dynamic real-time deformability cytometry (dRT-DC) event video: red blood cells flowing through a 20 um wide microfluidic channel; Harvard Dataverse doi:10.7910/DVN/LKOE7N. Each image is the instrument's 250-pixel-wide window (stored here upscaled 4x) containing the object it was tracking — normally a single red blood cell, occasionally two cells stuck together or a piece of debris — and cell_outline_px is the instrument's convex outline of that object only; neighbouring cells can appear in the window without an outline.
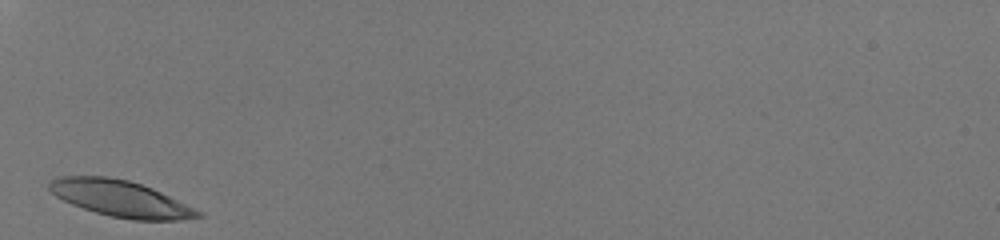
{"species": "human", "species_latin": "Homo sapiens", "temperature_condition": "room temperature", "stored_images_in_passage": 25, "camera_frame_rate_fps": 3000, "um_per_image_px": 0.085, "donor": {"sex": "male"}, "frame": {"image": 1, "passage_image": 1, "time_ms": 0.0, "image_size_px": [1000, 240], "cell_outline_px": [[204, 216], [180, 220], [132, 220], [112, 216], [96, 212], [72, 204], [56, 196], [48, 188], [48, 184], [52, 180], [60, 176], [108, 176], [128, 180], [152, 188], [204, 212]], "centroid_in_image_um": [10.28, 16.88], "position_along_channel_um": 74.7, "area_um2": 31.27}}
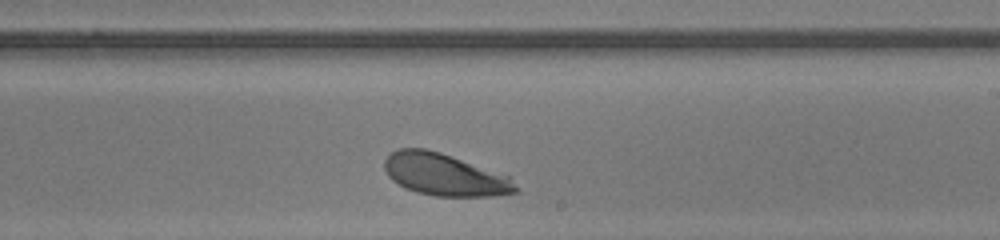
{"frame": {"image": 2, "passage_image": 15, "time_ms": 4.667, "image_size_px": [1000, 240], "cell_outline_px": [[520, 192], [492, 196], [432, 196], [416, 192], [392, 180], [388, 176], [384, 168], [384, 160], [392, 152], [400, 148], [428, 148], [440, 152], [508, 176], [520, 188]], "centroid_in_image_um": [37.8, 14.85], "position_along_channel_um": 251.2, "area_um2": 32.02}}
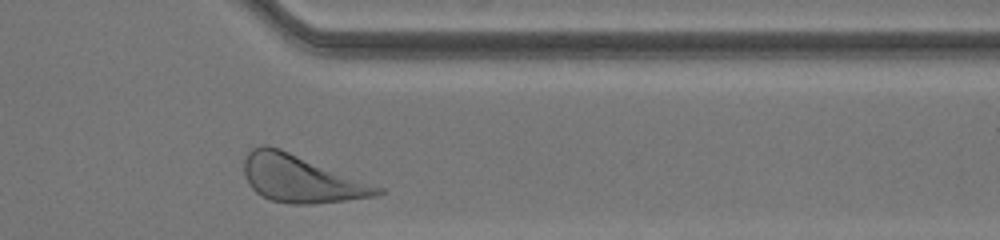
{"frame": {"image": 3, "passage_image": 25, "time_ms": 8.0, "image_size_px": [1000, 240], "cell_outline_px": [[384, 192], [376, 196], [312, 204], [292, 204], [272, 200], [256, 192], [248, 184], [244, 176], [244, 160], [248, 152], [252, 148], [260, 144], [268, 144], [280, 148], [384, 188]], "centroid_in_image_um": [25.56, 15.18], "position_along_channel_um": 385.8, "area_um2": 36.59}, "authors_computed_cell_mechanics": {"area_um2": 32.5992, "velocity_mm_per_s": 3.9989, "shape_relaxation_time_tau1_ms": 2.6124, "shape_relaxation_time_tau2_ms": null, "deformation_change_tau1": 0.1461, "deformation_change_tau2": null}}